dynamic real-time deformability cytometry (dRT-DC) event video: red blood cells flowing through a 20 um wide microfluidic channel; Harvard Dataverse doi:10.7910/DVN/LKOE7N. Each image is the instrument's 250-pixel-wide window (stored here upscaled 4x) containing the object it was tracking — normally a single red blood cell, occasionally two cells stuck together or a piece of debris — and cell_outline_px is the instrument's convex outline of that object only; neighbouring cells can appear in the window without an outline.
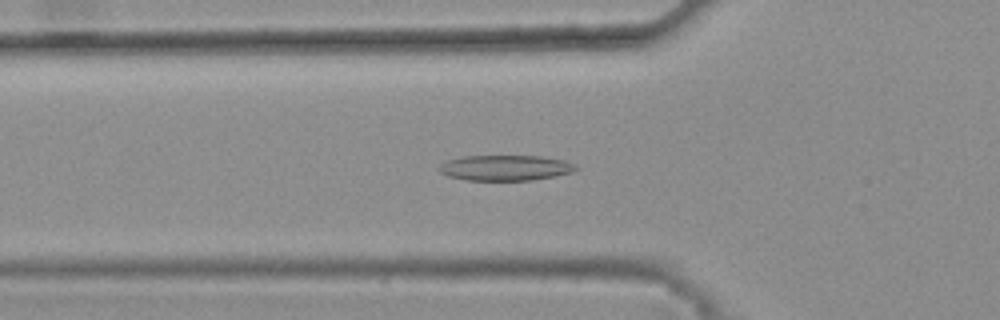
{"species": "common noctule bat (a hibernating species)", "species_latin": "Nyctalus noctula", "temperature_condition": "warm", "stored_images_in_passage": 37, "camera_frame_rate_fps": 3000, "um_per_image_px": 0.085, "animal": {"sex": "female", "body_mass_g": 25.1}, "frame": {"image": 1, "passage_image": 10, "time_ms": 3.0, "image_size_px": [1000, 320], "cell_outline_px": [[580, 168], [572, 172], [556, 176], [532, 180], [464, 180], [448, 176], [440, 172], [440, 164], [448, 160], [464, 156], [540, 156], [564, 160]], "centroid_in_image_um": [42.96, 14.27], "position_along_channel_um": 82.8, "area_um2": 20.23}}
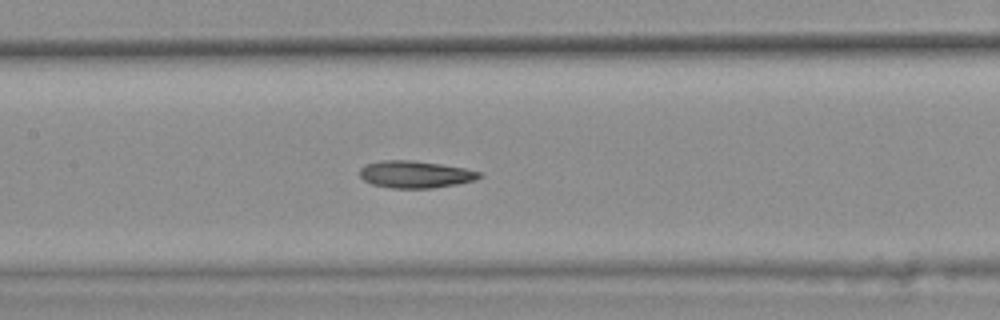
{"frame": {"image": 2, "passage_image": 17, "time_ms": 5.333, "image_size_px": [1000, 320], "cell_outline_px": [[484, 176], [476, 180], [456, 184], [432, 188], [392, 188], [372, 184], [364, 180], [360, 176], [360, 168], [364, 164], [384, 160], [412, 160], [440, 164], [464, 168], [484, 172]], "centroid_in_image_um": [35.33, 14.82], "position_along_channel_um": 172.1, "area_um2": 19.02}}
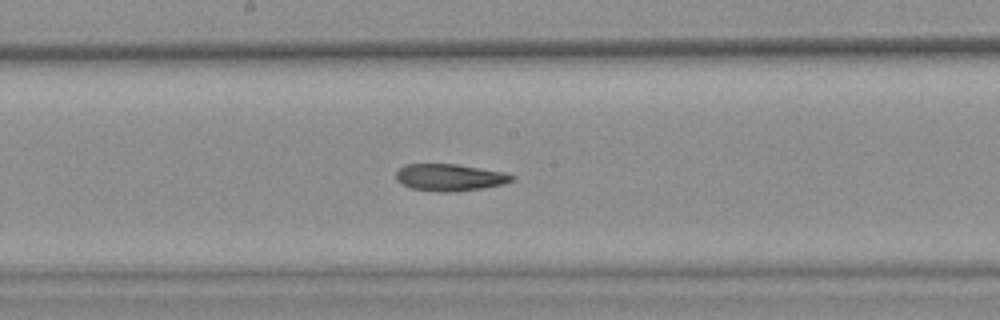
{"frame": {"image": 3, "passage_image": 20, "time_ms": 6.333, "image_size_px": [1000, 320], "cell_outline_px": [[516, 176], [512, 180], [504, 184], [484, 188], [452, 192], [440, 192], [412, 188], [400, 184], [396, 180], [396, 172], [404, 164], [456, 164], [504, 172]], "centroid_in_image_um": [38.22, 15.08], "position_along_channel_um": 210.0, "area_um2": 18.26}, "authors_computed_cell_mechanics": {"area_um2": 18.785, "velocity_mm_per_s": 3.8043, "shape_relaxation_time_tau1_ms": null, "shape_relaxation_time_tau2_ms": 4.8844, "deformation_change_tau1": null, "deformation_change_tau2": 0.1302}}